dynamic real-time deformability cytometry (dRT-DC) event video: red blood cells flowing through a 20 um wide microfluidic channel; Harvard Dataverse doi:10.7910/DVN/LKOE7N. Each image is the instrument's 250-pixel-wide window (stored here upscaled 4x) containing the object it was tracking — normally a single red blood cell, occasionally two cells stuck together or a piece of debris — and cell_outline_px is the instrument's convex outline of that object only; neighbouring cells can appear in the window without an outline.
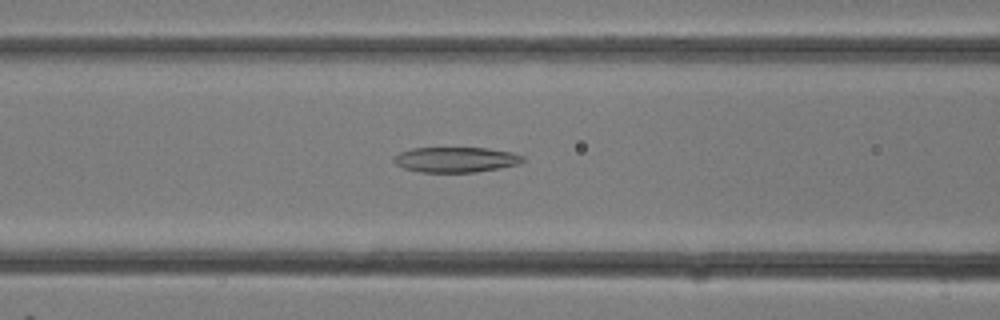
{"species": "common noctule bat (a hibernating species)", "species_latin": "Nyctalus noctula", "temperature_condition": "room temperature", "stored_images_in_passage": 31, "camera_frame_rate_fps": 3000, "um_per_image_px": 0.085, "animal": {"sex": "female"}, "frame": {"image": 1, "passage_image": 13, "time_ms": 4.0, "image_size_px": [1000, 320], "cell_outline_px": [[524, 160], [520, 164], [500, 168], [476, 172], [420, 172], [404, 168], [396, 164], [392, 160], [400, 152], [412, 148], [488, 148], [512, 152], [524, 156]], "centroid_in_image_um": [38.77, 13.57], "position_along_channel_um": 127.8, "area_um2": 19.02}}
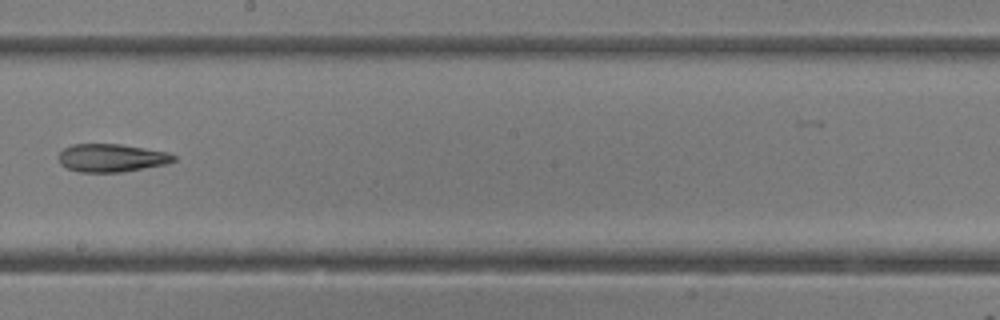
{"frame": {"image": 2, "passage_image": 18, "time_ms": 5.667, "image_size_px": [1000, 320], "cell_outline_px": [[176, 160], [168, 164], [120, 172], [80, 172], [68, 168], [60, 164], [60, 152], [64, 148], [72, 144], [120, 144], [168, 152], [176, 156]], "centroid_in_image_um": [9.51, 13.42], "position_along_channel_um": 238.7, "area_um2": 18.73}}
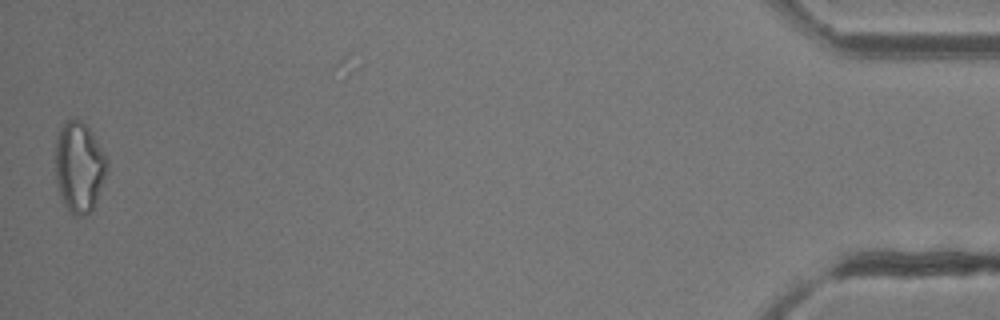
{"frame": {"image": 3, "passage_image": 31, "time_ms": 10.0, "image_size_px": [1000, 320], "cell_outline_px": [[108, 168], [96, 200], [92, 208], [84, 216], [72, 216], [64, 204], [56, 184], [56, 136], [60, 128], [68, 120], [76, 116], [92, 132], [108, 156]], "centroid_in_image_um": [6.74, 14.17], "position_along_channel_um": 428.5, "area_um2": 27.4}}